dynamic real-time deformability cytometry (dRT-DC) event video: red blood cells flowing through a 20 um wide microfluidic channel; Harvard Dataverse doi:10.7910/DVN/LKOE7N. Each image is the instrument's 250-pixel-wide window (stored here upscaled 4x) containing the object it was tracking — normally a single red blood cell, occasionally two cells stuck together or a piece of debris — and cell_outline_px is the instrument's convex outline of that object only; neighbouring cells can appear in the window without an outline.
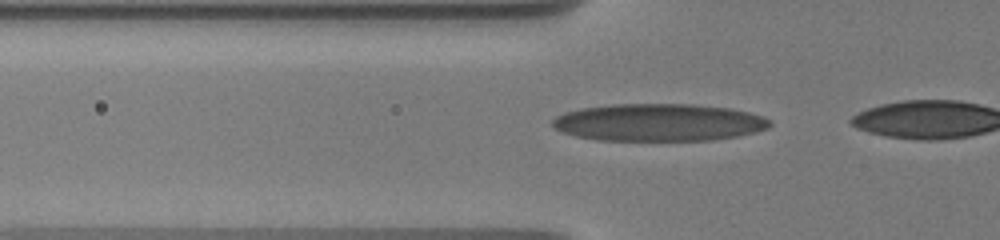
{"species": "human", "species_latin": "Homo sapiens", "temperature_condition": "warm", "stored_images_in_passage": 13, "camera_frame_rate_fps": 3000, "um_per_image_px": 0.085, "donor": {"sex": "male"}, "frame": {"image": 1, "passage_image": 8, "time_ms": 2.0, "image_size_px": [1000, 240], "cell_outline_px": [[772, 124], [768, 128], [756, 132], [736, 136], [712, 140], [596, 140], [576, 136], [564, 132], [556, 128], [552, 124], [552, 120], [556, 116], [564, 112], [580, 108], [612, 104], [692, 104], [732, 108], [764, 116], [772, 120]], "centroid_in_image_um": [56.02, 10.4], "position_along_channel_um": 69.8, "area_um2": 47.57}}